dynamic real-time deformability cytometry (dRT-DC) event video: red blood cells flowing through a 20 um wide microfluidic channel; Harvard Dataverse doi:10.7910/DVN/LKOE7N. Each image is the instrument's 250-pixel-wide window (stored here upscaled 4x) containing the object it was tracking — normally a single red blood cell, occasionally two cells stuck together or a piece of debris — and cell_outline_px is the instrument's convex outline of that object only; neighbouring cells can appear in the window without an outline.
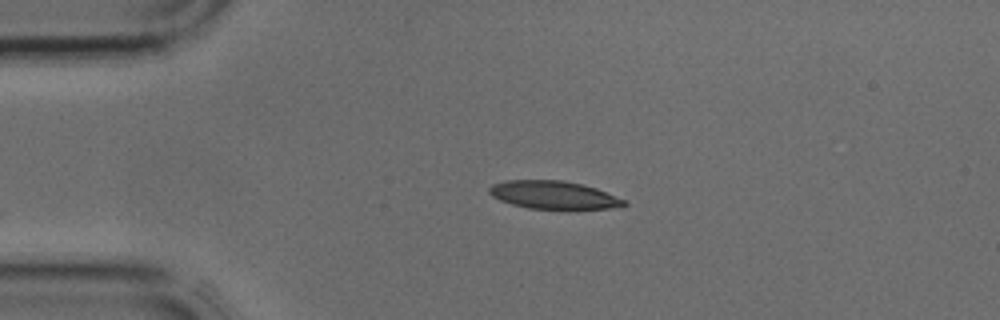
{"species": "common noctule bat (a hibernating species)", "species_latin": "Nyctalus noctula", "temperature_condition": "cold", "stored_images_in_passage": 2, "camera_frame_rate_fps": 3000, "um_per_image_px": 0.085, "animal": {"sex": "male", "body_mass_g": 17.9, "forearm_length_mm": 54.2}, "frame": {"image": 1, "passage_image": 1, "time_ms": 0.0, "image_size_px": [1000, 320], "cell_outline_px": [[628, 204], [624, 208], [528, 208], [512, 204], [500, 200], [492, 196], [488, 192], [488, 188], [492, 184], [504, 180], [564, 180], [596, 188], [628, 200]], "centroid_in_image_um": [47.09, 16.56], "position_along_channel_um": 37.9, "area_um2": 22.02}}
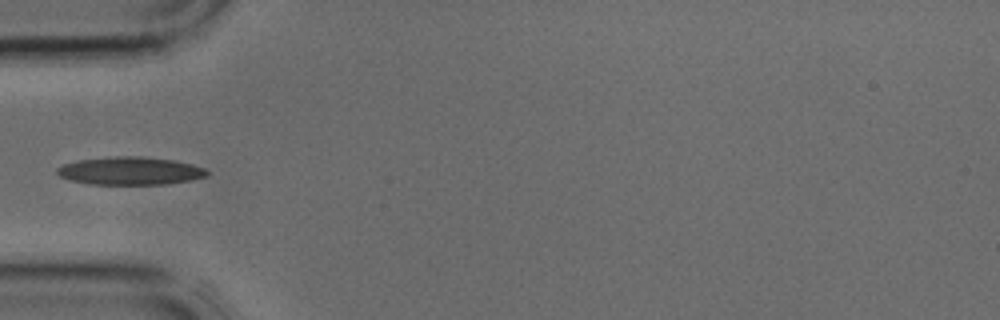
{"frame": {"image": 2, "passage_image": 2, "time_ms": 0.333, "image_size_px": [1000, 320], "cell_outline_px": [[208, 176], [192, 180], [168, 184], [88, 184], [68, 180], [60, 176], [56, 172], [56, 168], [64, 164], [80, 160], [108, 156], [140, 156], [176, 160], [192, 164], [204, 168], [208, 172]], "centroid_in_image_um": [11.07, 14.52], "position_along_channel_um": 73.9, "area_um2": 24.62}}